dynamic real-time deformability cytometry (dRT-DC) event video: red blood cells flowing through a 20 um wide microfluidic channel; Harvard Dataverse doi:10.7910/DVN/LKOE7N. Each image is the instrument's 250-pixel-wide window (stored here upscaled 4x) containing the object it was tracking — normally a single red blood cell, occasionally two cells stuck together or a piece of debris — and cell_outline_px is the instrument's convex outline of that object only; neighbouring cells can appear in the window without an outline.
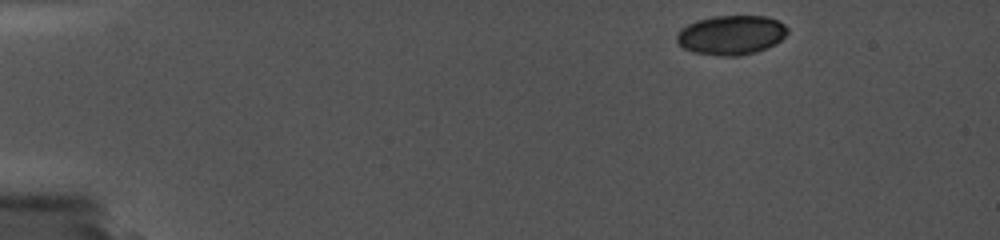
{"species": "common noctule bat (a hibernating species)", "species_latin": "Nyctalus noctula", "temperature_condition": "cold", "stored_images_in_passage": 3, "camera_frame_rate_fps": 5000, "um_per_image_px": 0.085, "animal": {"sex": "female", "body_mass_g": 19.0, "forearm_length_mm": 56.7}, "frame": {"image": 1, "passage_image": 1, "time_ms": 0.0, "image_size_px": [1000, 240], "cell_outline_px": [[788, 32], [776, 44], [752, 52], [736, 56], [728, 56], [692, 52], [684, 48], [676, 40], [676, 32], [680, 28], [696, 20], [712, 16], [768, 16], [784, 24], [788, 28]], "centroid_in_image_um": [62.12, 2.95], "position_along_channel_um": 22.9, "area_um2": 25.32}}